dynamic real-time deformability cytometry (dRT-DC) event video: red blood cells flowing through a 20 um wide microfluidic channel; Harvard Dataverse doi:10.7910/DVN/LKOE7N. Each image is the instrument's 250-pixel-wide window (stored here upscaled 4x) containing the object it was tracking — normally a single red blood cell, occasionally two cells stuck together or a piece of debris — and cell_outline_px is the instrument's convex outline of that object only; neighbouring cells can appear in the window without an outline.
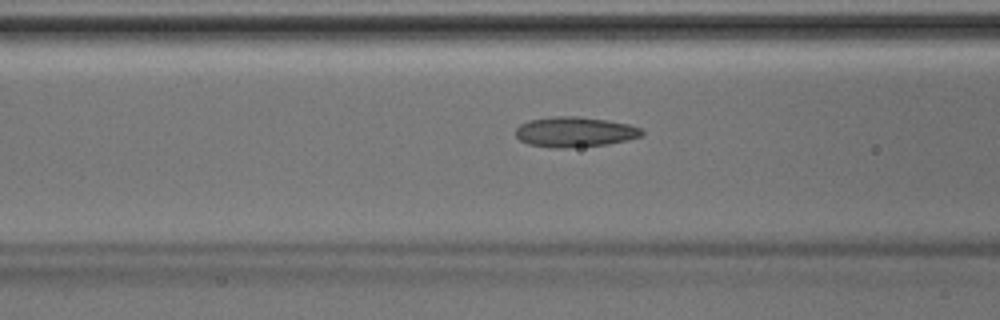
{"species": "Egyptian fruit bat (a non-hibernating species)", "species_latin": "Rousettus aegyptiacus", "temperature_condition": "room temperature", "stored_images_in_passage": 33, "camera_frame_rate_fps": 3000, "um_per_image_px": 0.085, "animal": {"sex": "male"}, "frame": {"image": 1, "passage_image": 6, "time_ms": 1.667, "image_size_px": [1000, 320], "cell_outline_px": [[644, 132], [640, 136], [628, 140], [608, 144], [568, 148], [552, 148], [528, 144], [520, 140], [516, 136], [516, 128], [520, 124], [528, 120], [556, 116], [576, 116], [608, 120], [628, 124], [640, 128]], "centroid_in_image_um": [48.84, 11.22], "position_along_channel_um": 117.8, "area_um2": 22.25}}
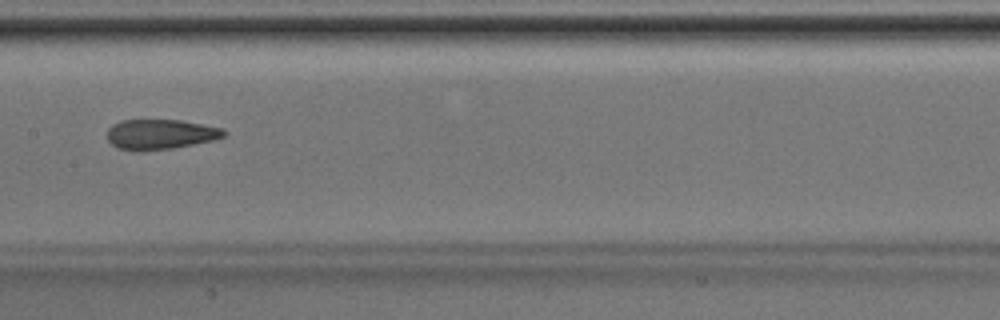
{"frame": {"image": 2, "passage_image": 11, "time_ms": 3.333, "image_size_px": [1000, 320], "cell_outline_px": [[228, 132], [224, 136], [212, 140], [172, 148], [116, 148], [108, 140], [108, 128], [112, 124], [120, 120], [180, 120], [224, 128]], "centroid_in_image_um": [13.67, 11.36], "position_along_channel_um": 193.7, "area_um2": 19.77}}
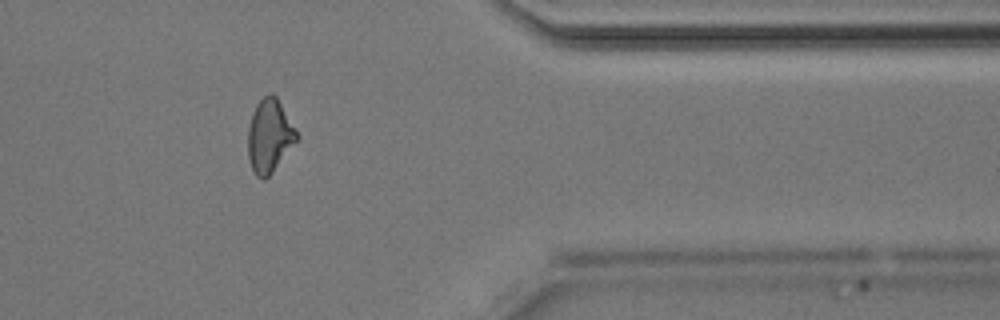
{"frame": {"image": 3, "passage_image": 25, "time_ms": 8.0, "image_size_px": [1000, 320], "cell_outline_px": [[300, 136], [272, 172], [264, 180], [260, 180], [256, 176], [252, 168], [248, 156], [248, 128], [252, 112], [256, 104], [268, 92], [272, 92], [276, 96], [296, 128]], "centroid_in_image_um": [22.9, 11.53], "position_along_channel_um": 388.5, "area_um2": 20.87}}